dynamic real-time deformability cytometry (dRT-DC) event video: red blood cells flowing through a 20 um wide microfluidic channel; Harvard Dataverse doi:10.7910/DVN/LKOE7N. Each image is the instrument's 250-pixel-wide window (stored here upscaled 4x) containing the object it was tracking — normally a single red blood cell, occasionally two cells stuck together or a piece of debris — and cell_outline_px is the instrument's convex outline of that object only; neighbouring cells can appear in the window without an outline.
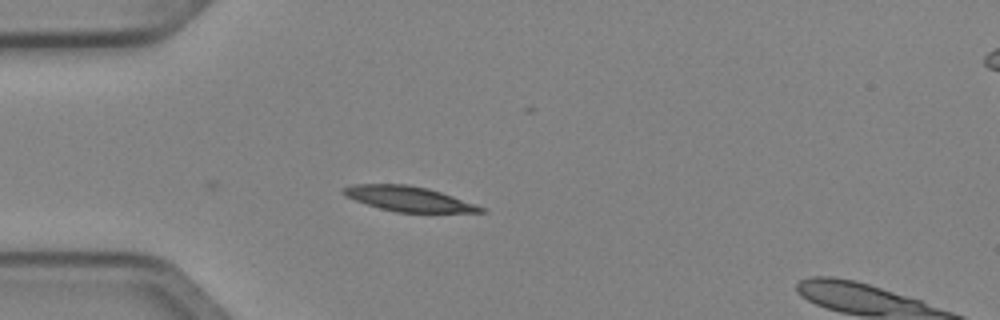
{"species": "Egyptian fruit bat (a non-hibernating species)", "species_latin": "Rousettus aegyptiacus", "temperature_condition": "cold", "stored_images_in_passage": 22, "camera_frame_rate_fps": 3000, "um_per_image_px": 0.085, "animal": {"sex": "female"}, "frame": {"image": 1, "passage_image": 1, "time_ms": 0.0, "image_size_px": [1000, 320], "cell_outline_px": [[484, 212], [396, 212], [380, 208], [344, 196], [340, 192], [340, 188], [352, 184], [408, 184], [428, 188], [452, 196], [484, 208]], "centroid_in_image_um": [34.63, 16.88], "position_along_channel_um": 50.4, "area_um2": 19.77}}
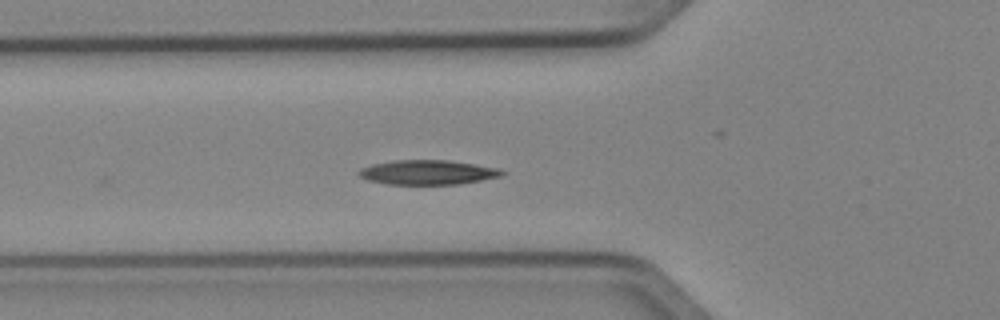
{"frame": {"image": 2, "passage_image": 5, "time_ms": 1.333, "image_size_px": [1000, 320], "cell_outline_px": [[508, 172], [500, 176], [460, 184], [388, 184], [368, 180], [360, 176], [356, 172], [360, 168], [372, 164], [396, 160], [448, 160], [496, 168]], "centroid_in_image_um": [36.31, 14.65], "position_along_channel_um": 89.5, "area_um2": 20.29}}
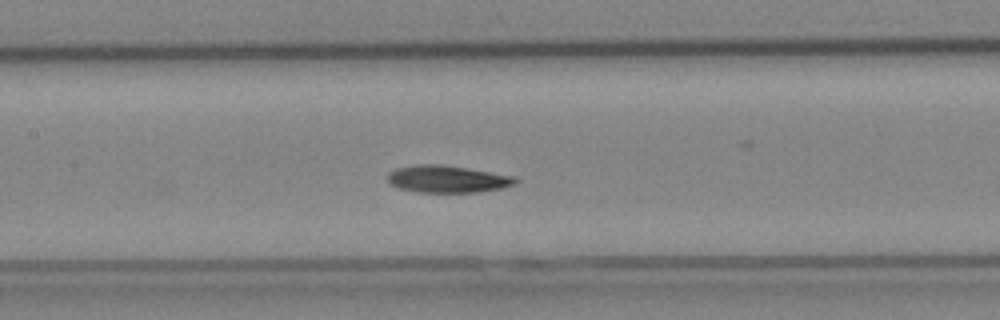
{"frame": {"image": 3, "passage_image": 11, "time_ms": 3.333, "image_size_px": [1000, 320], "cell_outline_px": [[520, 180], [516, 184], [500, 188], [480, 192], [416, 192], [400, 188], [392, 184], [388, 180], [388, 172], [396, 168], [416, 164], [440, 164], [468, 168], [516, 176]], "centroid_in_image_um": [38.06, 15.21], "position_along_channel_um": 169.3, "area_um2": 20.35}}